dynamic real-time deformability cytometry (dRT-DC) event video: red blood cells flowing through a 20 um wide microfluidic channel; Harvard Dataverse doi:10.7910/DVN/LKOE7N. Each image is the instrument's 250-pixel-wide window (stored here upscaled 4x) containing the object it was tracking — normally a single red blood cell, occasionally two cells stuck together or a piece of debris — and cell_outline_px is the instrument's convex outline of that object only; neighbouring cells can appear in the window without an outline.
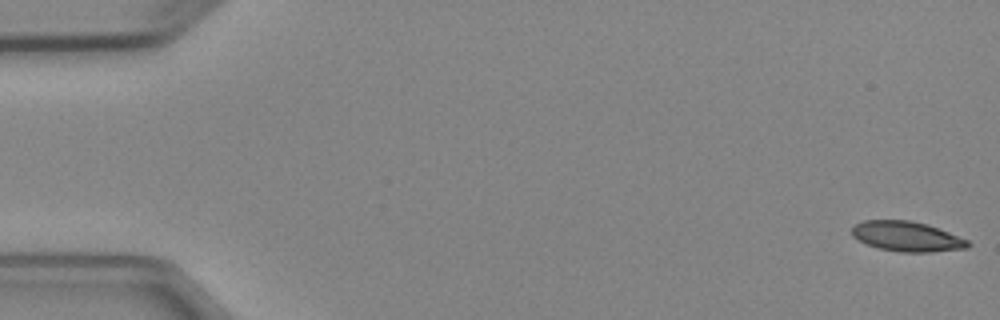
{"species": "Egyptian fruit bat (a non-hibernating species)", "species_latin": "Rousettus aegyptiacus", "temperature_condition": "cold", "stored_images_in_passage": 6, "camera_frame_rate_fps": 3000, "um_per_image_px": 0.085, "animal": {"sex": "female"}, "frame": {"image": 1, "passage_image": 1, "time_ms": 0.0, "image_size_px": [1000, 320], "cell_outline_px": [[972, 244], [968, 248], [932, 252], [900, 252], [880, 248], [868, 244], [852, 236], [852, 228], [856, 224], [864, 220], [908, 220], [928, 224], [968, 240]], "centroid_in_image_um": [77.12, 20.1], "position_along_channel_um": 7.9, "area_um2": 20.17}}
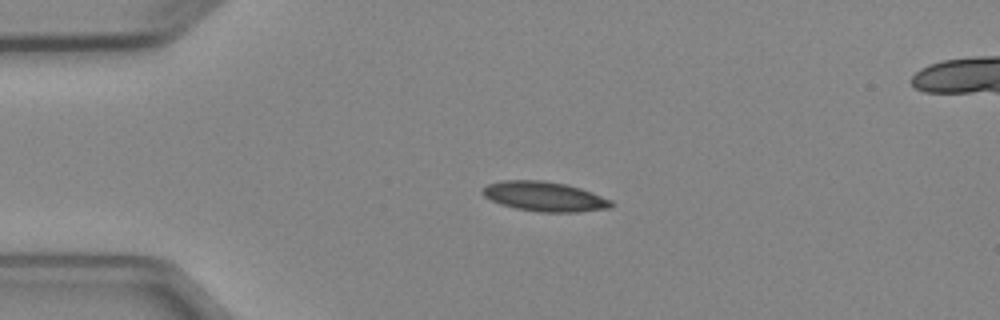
{"frame": {"image": 2, "passage_image": 4, "time_ms": 3.667, "image_size_px": [1000, 320], "cell_outline_px": [[616, 204], [612, 208], [580, 212], [540, 212], [516, 208], [500, 204], [484, 196], [480, 192], [488, 184], [500, 180], [544, 180], [564, 184], [580, 188], [592, 192], [612, 200]], "centroid_in_image_um": [46.32, 16.7], "position_along_channel_um": 38.7, "area_um2": 22.43}}